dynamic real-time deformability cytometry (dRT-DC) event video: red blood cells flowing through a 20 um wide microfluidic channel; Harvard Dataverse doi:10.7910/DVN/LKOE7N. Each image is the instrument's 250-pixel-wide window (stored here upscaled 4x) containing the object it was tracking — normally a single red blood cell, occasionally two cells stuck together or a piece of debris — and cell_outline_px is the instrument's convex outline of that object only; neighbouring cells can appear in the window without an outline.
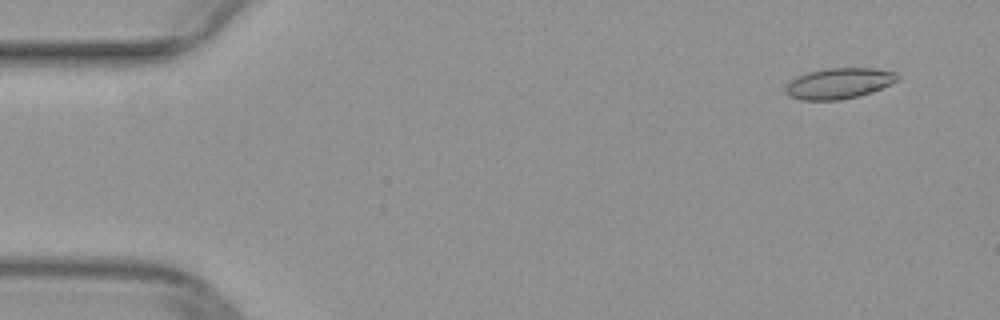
{"species": "common noctule bat (a hibernating species)", "species_latin": "Nyctalus noctula", "temperature_condition": "warm", "stored_images_in_passage": 13, "camera_frame_rate_fps": 3000, "um_per_image_px": 0.085, "animal": {"sex": "female", "body_mass_g": 29.2, "forearm_length_mm": 56.3}, "frame": {"image": 1, "passage_image": 4, "time_ms": 1.0, "image_size_px": [1000, 320], "cell_outline_px": [[900, 76], [896, 80], [872, 92], [860, 96], [840, 100], [800, 100], [792, 96], [784, 88], [796, 76], [808, 72], [824, 68], [872, 68], [896, 72]], "centroid_in_image_um": [71.31, 7.08], "position_along_channel_um": 13.7, "area_um2": 19.88}}